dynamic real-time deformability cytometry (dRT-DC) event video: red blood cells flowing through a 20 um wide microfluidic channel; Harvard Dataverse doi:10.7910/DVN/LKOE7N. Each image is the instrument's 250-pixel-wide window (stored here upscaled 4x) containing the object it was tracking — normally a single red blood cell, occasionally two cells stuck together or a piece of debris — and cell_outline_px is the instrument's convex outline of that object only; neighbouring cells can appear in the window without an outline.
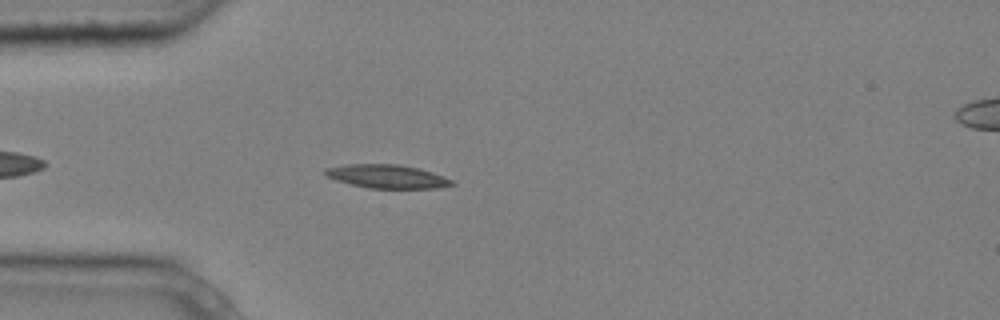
{"species": "common noctule bat (a hibernating species)", "species_latin": "Nyctalus noctula", "temperature_condition": "cold", "stored_images_in_passage": 5, "camera_frame_rate_fps": 3000, "um_per_image_px": 0.085, "animal": {"sex": "male", "body_mass_g": 20.4}, "frame": {"image": 1, "passage_image": 5, "time_ms": 1.333, "image_size_px": [1000, 320], "cell_outline_px": [[456, 184], [436, 188], [368, 188], [336, 180], [324, 176], [324, 168], [348, 164], [396, 164], [416, 168], [432, 172], [444, 176], [452, 180]], "centroid_in_image_um": [32.87, 14.99], "position_along_channel_um": 52.1, "area_um2": 17.28}}